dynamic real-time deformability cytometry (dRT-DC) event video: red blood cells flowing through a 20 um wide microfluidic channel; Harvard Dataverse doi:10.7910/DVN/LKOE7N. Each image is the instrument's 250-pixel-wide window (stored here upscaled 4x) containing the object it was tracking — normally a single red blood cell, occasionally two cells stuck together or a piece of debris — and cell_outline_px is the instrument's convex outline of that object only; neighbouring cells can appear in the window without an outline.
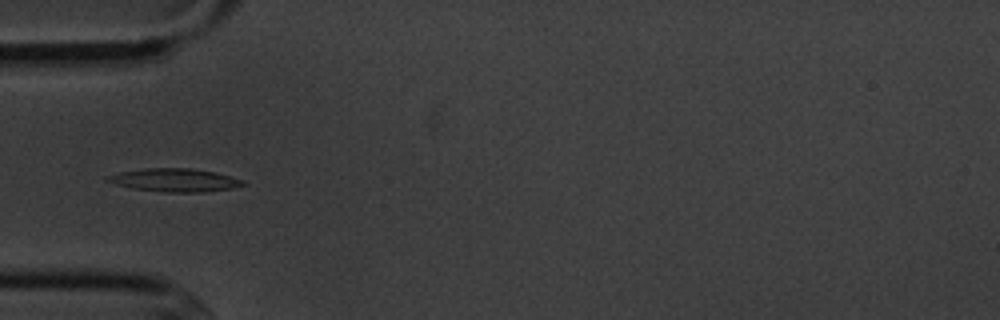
{"species": "common noctule bat (a hibernating species)", "species_latin": "Nyctalus noctula", "temperature_condition": "cold", "stored_images_in_passage": 5, "camera_frame_rate_fps": 3000, "um_per_image_px": 0.085, "animal": {"sex": "male", "body_mass_g": 20.1, "forearm_length_mm": 53.5}, "frame": {"image": 1, "passage_image": 4, "time_ms": 3.333, "image_size_px": [1000, 320], "cell_outline_px": [[248, 184], [232, 188], [204, 192], [164, 192], [132, 188], [116, 184], [104, 180], [108, 176], [120, 172], [144, 168], [192, 168], [216, 172], [244, 180]], "centroid_in_image_um": [14.89, 15.3], "position_along_channel_um": 70.1, "area_um2": 18.32}}
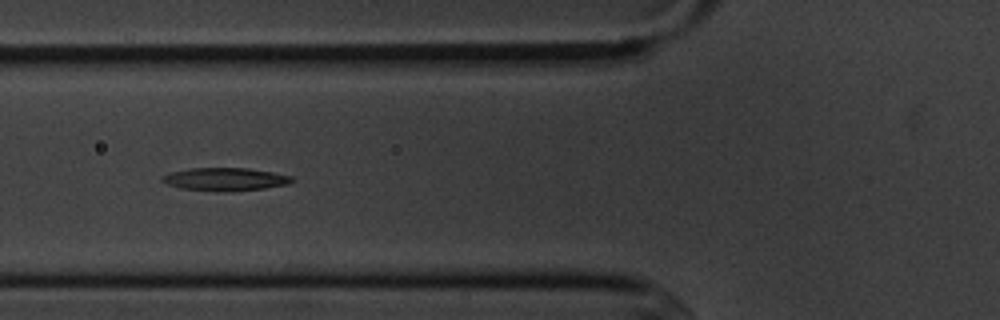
{"frame": {"image": 2, "passage_image": 5, "time_ms": 4.333, "image_size_px": [1000, 320], "cell_outline_px": [[296, 180], [288, 184], [264, 188], [232, 192], [216, 192], [180, 188], [168, 184], [160, 180], [160, 176], [172, 172], [192, 168], [248, 168], [272, 172], [292, 176]], "centroid_in_image_um": [19.15, 15.25], "position_along_channel_um": 106.7, "area_um2": 17.57}}